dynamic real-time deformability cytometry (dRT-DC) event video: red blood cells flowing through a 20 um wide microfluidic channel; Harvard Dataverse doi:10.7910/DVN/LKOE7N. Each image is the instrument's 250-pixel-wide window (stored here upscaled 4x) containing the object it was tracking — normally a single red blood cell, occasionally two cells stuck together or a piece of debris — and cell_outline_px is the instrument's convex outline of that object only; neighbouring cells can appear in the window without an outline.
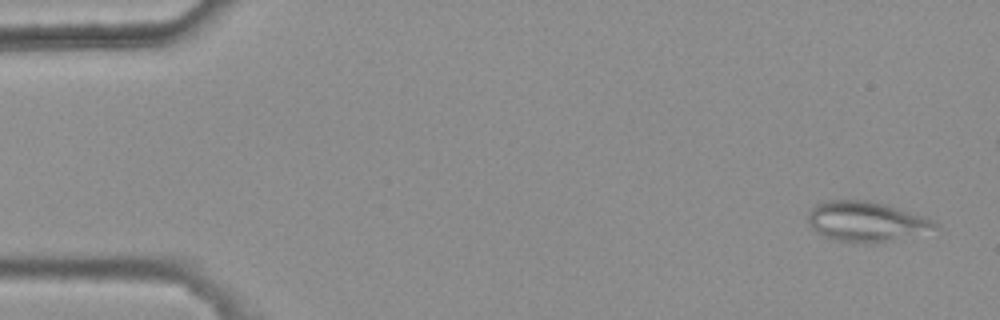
{"species": "common noctule bat (a hibernating species)", "species_latin": "Nyctalus noctula", "temperature_condition": "warm", "stored_images_in_passage": 6, "camera_frame_rate_fps": 3000, "um_per_image_px": 0.085, "animal": {"sex": "female", "body_mass_g": 25.1}, "frame": {"image": 1, "passage_image": 6, "time_ms": 1.667, "image_size_px": [1000, 320], "cell_outline_px": [[940, 224], [936, 228], [872, 244], [840, 240], [824, 236], [816, 232], [812, 228], [808, 220], [808, 212], [816, 204], [824, 200], [868, 200], [884, 204], [924, 216]], "centroid_in_image_um": [73.56, 18.8], "position_along_channel_um": 11.4, "area_um2": 29.02}}